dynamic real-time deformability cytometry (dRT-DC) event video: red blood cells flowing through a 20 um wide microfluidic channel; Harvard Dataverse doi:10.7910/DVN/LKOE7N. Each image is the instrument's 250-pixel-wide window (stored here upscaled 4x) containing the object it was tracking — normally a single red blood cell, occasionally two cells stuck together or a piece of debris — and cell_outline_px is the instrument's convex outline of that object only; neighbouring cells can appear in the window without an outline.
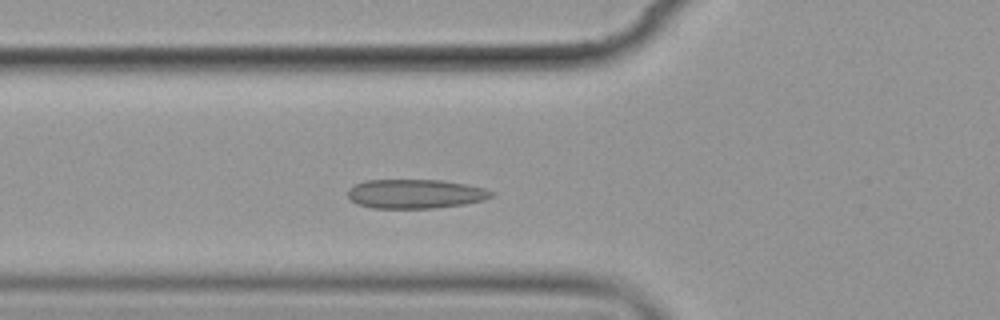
{"species": "common noctule bat (a hibernating species)", "species_latin": "Nyctalus noctula", "temperature_condition": "cold", "stored_images_in_passage": 5, "camera_frame_rate_fps": 3000, "um_per_image_px": 0.085, "animal": {"sex": "female", "body_mass_g": 19.9}, "frame": {"image": 1, "passage_image": 5, "time_ms": 4.667, "image_size_px": [1000, 320], "cell_outline_px": [[496, 196], [484, 200], [464, 204], [436, 208], [372, 208], [360, 204], [352, 200], [348, 196], [348, 188], [356, 184], [368, 180], [440, 180], [464, 184], [484, 188], [496, 192]], "centroid_in_image_um": [35.36, 16.48], "position_along_channel_um": 90.4, "area_um2": 24.39}}